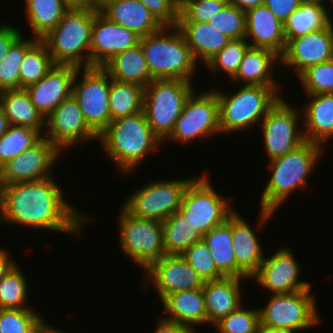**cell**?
<instances>
[{
	"instance_id": "cell-4",
	"label": "cell",
	"mask_w": 333,
	"mask_h": 333,
	"mask_svg": "<svg viewBox=\"0 0 333 333\" xmlns=\"http://www.w3.org/2000/svg\"><path fill=\"white\" fill-rule=\"evenodd\" d=\"M139 43L152 80L180 79L193 82L198 62L177 26H163L158 32L141 37Z\"/></svg>"
},
{
	"instance_id": "cell-31",
	"label": "cell",
	"mask_w": 333,
	"mask_h": 333,
	"mask_svg": "<svg viewBox=\"0 0 333 333\" xmlns=\"http://www.w3.org/2000/svg\"><path fill=\"white\" fill-rule=\"evenodd\" d=\"M331 15L318 0H304L283 23L286 43L293 38L328 27L333 21Z\"/></svg>"
},
{
	"instance_id": "cell-19",
	"label": "cell",
	"mask_w": 333,
	"mask_h": 333,
	"mask_svg": "<svg viewBox=\"0 0 333 333\" xmlns=\"http://www.w3.org/2000/svg\"><path fill=\"white\" fill-rule=\"evenodd\" d=\"M333 59V22L326 28L293 38L286 43L280 62L297 77L308 67Z\"/></svg>"
},
{
	"instance_id": "cell-9",
	"label": "cell",
	"mask_w": 333,
	"mask_h": 333,
	"mask_svg": "<svg viewBox=\"0 0 333 333\" xmlns=\"http://www.w3.org/2000/svg\"><path fill=\"white\" fill-rule=\"evenodd\" d=\"M311 290L272 294L266 305L258 309L260 323L293 333L319 325L321 319Z\"/></svg>"
},
{
	"instance_id": "cell-49",
	"label": "cell",
	"mask_w": 333,
	"mask_h": 333,
	"mask_svg": "<svg viewBox=\"0 0 333 333\" xmlns=\"http://www.w3.org/2000/svg\"><path fill=\"white\" fill-rule=\"evenodd\" d=\"M304 0H264L267 6L277 17L279 21L284 23L288 16L296 10Z\"/></svg>"
},
{
	"instance_id": "cell-23",
	"label": "cell",
	"mask_w": 333,
	"mask_h": 333,
	"mask_svg": "<svg viewBox=\"0 0 333 333\" xmlns=\"http://www.w3.org/2000/svg\"><path fill=\"white\" fill-rule=\"evenodd\" d=\"M236 212L232 213L233 250L237 263V278H250L258 271L264 260V250L254 230Z\"/></svg>"
},
{
	"instance_id": "cell-43",
	"label": "cell",
	"mask_w": 333,
	"mask_h": 333,
	"mask_svg": "<svg viewBox=\"0 0 333 333\" xmlns=\"http://www.w3.org/2000/svg\"><path fill=\"white\" fill-rule=\"evenodd\" d=\"M297 78L305 95L333 93V59L308 67Z\"/></svg>"
},
{
	"instance_id": "cell-13",
	"label": "cell",
	"mask_w": 333,
	"mask_h": 333,
	"mask_svg": "<svg viewBox=\"0 0 333 333\" xmlns=\"http://www.w3.org/2000/svg\"><path fill=\"white\" fill-rule=\"evenodd\" d=\"M79 75L82 77L77 82ZM109 88L110 75L102 67L78 69L73 80L72 95L97 135L110 123Z\"/></svg>"
},
{
	"instance_id": "cell-7",
	"label": "cell",
	"mask_w": 333,
	"mask_h": 333,
	"mask_svg": "<svg viewBox=\"0 0 333 333\" xmlns=\"http://www.w3.org/2000/svg\"><path fill=\"white\" fill-rule=\"evenodd\" d=\"M194 91L192 82L180 79H153L145 87L143 111L162 144Z\"/></svg>"
},
{
	"instance_id": "cell-57",
	"label": "cell",
	"mask_w": 333,
	"mask_h": 333,
	"mask_svg": "<svg viewBox=\"0 0 333 333\" xmlns=\"http://www.w3.org/2000/svg\"><path fill=\"white\" fill-rule=\"evenodd\" d=\"M44 321L35 331L34 333H60L61 330L56 329L53 326H49V324Z\"/></svg>"
},
{
	"instance_id": "cell-1",
	"label": "cell",
	"mask_w": 333,
	"mask_h": 333,
	"mask_svg": "<svg viewBox=\"0 0 333 333\" xmlns=\"http://www.w3.org/2000/svg\"><path fill=\"white\" fill-rule=\"evenodd\" d=\"M64 198L63 190L53 176L0 185L1 223L77 234L78 238L89 218Z\"/></svg>"
},
{
	"instance_id": "cell-37",
	"label": "cell",
	"mask_w": 333,
	"mask_h": 333,
	"mask_svg": "<svg viewBox=\"0 0 333 333\" xmlns=\"http://www.w3.org/2000/svg\"><path fill=\"white\" fill-rule=\"evenodd\" d=\"M55 63L48 52L47 45L37 40L26 52L19 70V89L38 82L53 67Z\"/></svg>"
},
{
	"instance_id": "cell-5",
	"label": "cell",
	"mask_w": 333,
	"mask_h": 333,
	"mask_svg": "<svg viewBox=\"0 0 333 333\" xmlns=\"http://www.w3.org/2000/svg\"><path fill=\"white\" fill-rule=\"evenodd\" d=\"M213 90L217 94L221 134L258 126L282 97L280 86L244 85L232 95Z\"/></svg>"
},
{
	"instance_id": "cell-29",
	"label": "cell",
	"mask_w": 333,
	"mask_h": 333,
	"mask_svg": "<svg viewBox=\"0 0 333 333\" xmlns=\"http://www.w3.org/2000/svg\"><path fill=\"white\" fill-rule=\"evenodd\" d=\"M177 27L183 33L196 61L200 60L204 64L231 41L207 22H178Z\"/></svg>"
},
{
	"instance_id": "cell-52",
	"label": "cell",
	"mask_w": 333,
	"mask_h": 333,
	"mask_svg": "<svg viewBox=\"0 0 333 333\" xmlns=\"http://www.w3.org/2000/svg\"><path fill=\"white\" fill-rule=\"evenodd\" d=\"M12 256L5 248L0 249V280L6 275L11 267L17 263L10 258Z\"/></svg>"
},
{
	"instance_id": "cell-12",
	"label": "cell",
	"mask_w": 333,
	"mask_h": 333,
	"mask_svg": "<svg viewBox=\"0 0 333 333\" xmlns=\"http://www.w3.org/2000/svg\"><path fill=\"white\" fill-rule=\"evenodd\" d=\"M194 91L187 99L184 108L174 124L166 141L189 143L195 140L214 137L221 134L219 128V105L217 94L214 90Z\"/></svg>"
},
{
	"instance_id": "cell-39",
	"label": "cell",
	"mask_w": 333,
	"mask_h": 333,
	"mask_svg": "<svg viewBox=\"0 0 333 333\" xmlns=\"http://www.w3.org/2000/svg\"><path fill=\"white\" fill-rule=\"evenodd\" d=\"M42 137L38 130L10 125L0 137V167L32 147Z\"/></svg>"
},
{
	"instance_id": "cell-20",
	"label": "cell",
	"mask_w": 333,
	"mask_h": 333,
	"mask_svg": "<svg viewBox=\"0 0 333 333\" xmlns=\"http://www.w3.org/2000/svg\"><path fill=\"white\" fill-rule=\"evenodd\" d=\"M140 36L95 11L90 46V68L103 67L115 55L139 44Z\"/></svg>"
},
{
	"instance_id": "cell-44",
	"label": "cell",
	"mask_w": 333,
	"mask_h": 333,
	"mask_svg": "<svg viewBox=\"0 0 333 333\" xmlns=\"http://www.w3.org/2000/svg\"><path fill=\"white\" fill-rule=\"evenodd\" d=\"M204 282L225 277L216 267L204 239L194 243L181 254Z\"/></svg>"
},
{
	"instance_id": "cell-53",
	"label": "cell",
	"mask_w": 333,
	"mask_h": 333,
	"mask_svg": "<svg viewBox=\"0 0 333 333\" xmlns=\"http://www.w3.org/2000/svg\"><path fill=\"white\" fill-rule=\"evenodd\" d=\"M68 8L90 9L98 12V0H65Z\"/></svg>"
},
{
	"instance_id": "cell-58",
	"label": "cell",
	"mask_w": 333,
	"mask_h": 333,
	"mask_svg": "<svg viewBox=\"0 0 333 333\" xmlns=\"http://www.w3.org/2000/svg\"><path fill=\"white\" fill-rule=\"evenodd\" d=\"M111 1L114 0H98V12H101V9Z\"/></svg>"
},
{
	"instance_id": "cell-2",
	"label": "cell",
	"mask_w": 333,
	"mask_h": 333,
	"mask_svg": "<svg viewBox=\"0 0 333 333\" xmlns=\"http://www.w3.org/2000/svg\"><path fill=\"white\" fill-rule=\"evenodd\" d=\"M323 151L324 147L305 141L294 150L267 163L271 176L260 197L259 228L266 225L297 188H305L307 178Z\"/></svg>"
},
{
	"instance_id": "cell-14",
	"label": "cell",
	"mask_w": 333,
	"mask_h": 333,
	"mask_svg": "<svg viewBox=\"0 0 333 333\" xmlns=\"http://www.w3.org/2000/svg\"><path fill=\"white\" fill-rule=\"evenodd\" d=\"M300 113L301 110L298 111L281 97L260 122L264 149L269 161L285 155L305 142L303 128L298 122L302 118Z\"/></svg>"
},
{
	"instance_id": "cell-8",
	"label": "cell",
	"mask_w": 333,
	"mask_h": 333,
	"mask_svg": "<svg viewBox=\"0 0 333 333\" xmlns=\"http://www.w3.org/2000/svg\"><path fill=\"white\" fill-rule=\"evenodd\" d=\"M119 211L120 248L134 264L145 271L154 261L166 255L162 222L137 217L124 206Z\"/></svg>"
},
{
	"instance_id": "cell-32",
	"label": "cell",
	"mask_w": 333,
	"mask_h": 333,
	"mask_svg": "<svg viewBox=\"0 0 333 333\" xmlns=\"http://www.w3.org/2000/svg\"><path fill=\"white\" fill-rule=\"evenodd\" d=\"M0 106L10 125L29 127L44 135L45 119L33 105L25 88L0 92Z\"/></svg>"
},
{
	"instance_id": "cell-22",
	"label": "cell",
	"mask_w": 333,
	"mask_h": 333,
	"mask_svg": "<svg viewBox=\"0 0 333 333\" xmlns=\"http://www.w3.org/2000/svg\"><path fill=\"white\" fill-rule=\"evenodd\" d=\"M245 20V39L250 47L265 48L282 55L286 46L284 24L267 6L261 5L246 11Z\"/></svg>"
},
{
	"instance_id": "cell-10",
	"label": "cell",
	"mask_w": 333,
	"mask_h": 333,
	"mask_svg": "<svg viewBox=\"0 0 333 333\" xmlns=\"http://www.w3.org/2000/svg\"><path fill=\"white\" fill-rule=\"evenodd\" d=\"M208 178L207 175L195 177L188 184L180 207L193 230H198L203 236L213 227L223 224L235 211L230 205L235 198L228 199L218 194Z\"/></svg>"
},
{
	"instance_id": "cell-21",
	"label": "cell",
	"mask_w": 333,
	"mask_h": 333,
	"mask_svg": "<svg viewBox=\"0 0 333 333\" xmlns=\"http://www.w3.org/2000/svg\"><path fill=\"white\" fill-rule=\"evenodd\" d=\"M78 69L71 65H55L38 82L25 88L44 119L72 95L73 80Z\"/></svg>"
},
{
	"instance_id": "cell-24",
	"label": "cell",
	"mask_w": 333,
	"mask_h": 333,
	"mask_svg": "<svg viewBox=\"0 0 333 333\" xmlns=\"http://www.w3.org/2000/svg\"><path fill=\"white\" fill-rule=\"evenodd\" d=\"M248 278L223 277L204 283L203 294L207 313V324H215L221 318L242 305L241 280Z\"/></svg>"
},
{
	"instance_id": "cell-40",
	"label": "cell",
	"mask_w": 333,
	"mask_h": 333,
	"mask_svg": "<svg viewBox=\"0 0 333 333\" xmlns=\"http://www.w3.org/2000/svg\"><path fill=\"white\" fill-rule=\"evenodd\" d=\"M36 38L25 40L21 36L10 48L6 57L0 62V92L19 89V70L25 52L37 41Z\"/></svg>"
},
{
	"instance_id": "cell-42",
	"label": "cell",
	"mask_w": 333,
	"mask_h": 333,
	"mask_svg": "<svg viewBox=\"0 0 333 333\" xmlns=\"http://www.w3.org/2000/svg\"><path fill=\"white\" fill-rule=\"evenodd\" d=\"M34 309H0V333H34L45 321Z\"/></svg>"
},
{
	"instance_id": "cell-11",
	"label": "cell",
	"mask_w": 333,
	"mask_h": 333,
	"mask_svg": "<svg viewBox=\"0 0 333 333\" xmlns=\"http://www.w3.org/2000/svg\"><path fill=\"white\" fill-rule=\"evenodd\" d=\"M194 178L154 180L130 193L122 206L137 217L162 222L180 209L184 192Z\"/></svg>"
},
{
	"instance_id": "cell-46",
	"label": "cell",
	"mask_w": 333,
	"mask_h": 333,
	"mask_svg": "<svg viewBox=\"0 0 333 333\" xmlns=\"http://www.w3.org/2000/svg\"><path fill=\"white\" fill-rule=\"evenodd\" d=\"M243 307L241 305L212 326L218 333H256L260 323L259 310Z\"/></svg>"
},
{
	"instance_id": "cell-45",
	"label": "cell",
	"mask_w": 333,
	"mask_h": 333,
	"mask_svg": "<svg viewBox=\"0 0 333 333\" xmlns=\"http://www.w3.org/2000/svg\"><path fill=\"white\" fill-rule=\"evenodd\" d=\"M207 23L231 40L246 37L245 12L230 3L213 15Z\"/></svg>"
},
{
	"instance_id": "cell-48",
	"label": "cell",
	"mask_w": 333,
	"mask_h": 333,
	"mask_svg": "<svg viewBox=\"0 0 333 333\" xmlns=\"http://www.w3.org/2000/svg\"><path fill=\"white\" fill-rule=\"evenodd\" d=\"M162 26H177L180 2L178 0H139Z\"/></svg>"
},
{
	"instance_id": "cell-56",
	"label": "cell",
	"mask_w": 333,
	"mask_h": 333,
	"mask_svg": "<svg viewBox=\"0 0 333 333\" xmlns=\"http://www.w3.org/2000/svg\"><path fill=\"white\" fill-rule=\"evenodd\" d=\"M10 124L4 113V110L0 106V137L8 130Z\"/></svg>"
},
{
	"instance_id": "cell-54",
	"label": "cell",
	"mask_w": 333,
	"mask_h": 333,
	"mask_svg": "<svg viewBox=\"0 0 333 333\" xmlns=\"http://www.w3.org/2000/svg\"><path fill=\"white\" fill-rule=\"evenodd\" d=\"M229 3L246 12L257 6L264 5V0H229Z\"/></svg>"
},
{
	"instance_id": "cell-33",
	"label": "cell",
	"mask_w": 333,
	"mask_h": 333,
	"mask_svg": "<svg viewBox=\"0 0 333 333\" xmlns=\"http://www.w3.org/2000/svg\"><path fill=\"white\" fill-rule=\"evenodd\" d=\"M217 269L225 277H237V263L233 250L232 214L203 236Z\"/></svg>"
},
{
	"instance_id": "cell-50",
	"label": "cell",
	"mask_w": 333,
	"mask_h": 333,
	"mask_svg": "<svg viewBox=\"0 0 333 333\" xmlns=\"http://www.w3.org/2000/svg\"><path fill=\"white\" fill-rule=\"evenodd\" d=\"M15 26L0 23V62L6 57L11 46L22 36Z\"/></svg>"
},
{
	"instance_id": "cell-51",
	"label": "cell",
	"mask_w": 333,
	"mask_h": 333,
	"mask_svg": "<svg viewBox=\"0 0 333 333\" xmlns=\"http://www.w3.org/2000/svg\"><path fill=\"white\" fill-rule=\"evenodd\" d=\"M156 327L154 333H197L186 326L165 320L164 317L158 319Z\"/></svg>"
},
{
	"instance_id": "cell-35",
	"label": "cell",
	"mask_w": 333,
	"mask_h": 333,
	"mask_svg": "<svg viewBox=\"0 0 333 333\" xmlns=\"http://www.w3.org/2000/svg\"><path fill=\"white\" fill-rule=\"evenodd\" d=\"M163 244L166 255H181L194 243L203 239L198 230H193L180 209L162 221Z\"/></svg>"
},
{
	"instance_id": "cell-25",
	"label": "cell",
	"mask_w": 333,
	"mask_h": 333,
	"mask_svg": "<svg viewBox=\"0 0 333 333\" xmlns=\"http://www.w3.org/2000/svg\"><path fill=\"white\" fill-rule=\"evenodd\" d=\"M308 103L301 110L305 141L322 147L333 140V93L306 95Z\"/></svg>"
},
{
	"instance_id": "cell-16",
	"label": "cell",
	"mask_w": 333,
	"mask_h": 333,
	"mask_svg": "<svg viewBox=\"0 0 333 333\" xmlns=\"http://www.w3.org/2000/svg\"><path fill=\"white\" fill-rule=\"evenodd\" d=\"M45 138L61 152L77 143L98 139L88 126L77 100L71 95L45 119ZM85 141V142H84Z\"/></svg>"
},
{
	"instance_id": "cell-30",
	"label": "cell",
	"mask_w": 333,
	"mask_h": 333,
	"mask_svg": "<svg viewBox=\"0 0 333 333\" xmlns=\"http://www.w3.org/2000/svg\"><path fill=\"white\" fill-rule=\"evenodd\" d=\"M102 68L111 79L119 82L133 83L145 88L152 81L140 43L115 55Z\"/></svg>"
},
{
	"instance_id": "cell-59",
	"label": "cell",
	"mask_w": 333,
	"mask_h": 333,
	"mask_svg": "<svg viewBox=\"0 0 333 333\" xmlns=\"http://www.w3.org/2000/svg\"><path fill=\"white\" fill-rule=\"evenodd\" d=\"M323 6H325V9H327V11L329 12L331 9H328L327 7H326V3L328 2V4L329 3H331L332 5H333V0H327L326 1V3H325V1L324 0H318ZM324 1V2H323Z\"/></svg>"
},
{
	"instance_id": "cell-28",
	"label": "cell",
	"mask_w": 333,
	"mask_h": 333,
	"mask_svg": "<svg viewBox=\"0 0 333 333\" xmlns=\"http://www.w3.org/2000/svg\"><path fill=\"white\" fill-rule=\"evenodd\" d=\"M279 63L280 56L275 52L265 48L249 47L231 82H240V84L243 82L245 85L280 86L273 74L275 64Z\"/></svg>"
},
{
	"instance_id": "cell-17",
	"label": "cell",
	"mask_w": 333,
	"mask_h": 333,
	"mask_svg": "<svg viewBox=\"0 0 333 333\" xmlns=\"http://www.w3.org/2000/svg\"><path fill=\"white\" fill-rule=\"evenodd\" d=\"M291 249L282 246L264 260L251 277L259 286L272 294H286L311 288V284L300 281V264Z\"/></svg>"
},
{
	"instance_id": "cell-34",
	"label": "cell",
	"mask_w": 333,
	"mask_h": 333,
	"mask_svg": "<svg viewBox=\"0 0 333 333\" xmlns=\"http://www.w3.org/2000/svg\"><path fill=\"white\" fill-rule=\"evenodd\" d=\"M25 14L34 38L41 40L62 20L69 9L65 0H24Z\"/></svg>"
},
{
	"instance_id": "cell-55",
	"label": "cell",
	"mask_w": 333,
	"mask_h": 333,
	"mask_svg": "<svg viewBox=\"0 0 333 333\" xmlns=\"http://www.w3.org/2000/svg\"><path fill=\"white\" fill-rule=\"evenodd\" d=\"M256 333H293L288 330L271 328L259 323Z\"/></svg>"
},
{
	"instance_id": "cell-15",
	"label": "cell",
	"mask_w": 333,
	"mask_h": 333,
	"mask_svg": "<svg viewBox=\"0 0 333 333\" xmlns=\"http://www.w3.org/2000/svg\"><path fill=\"white\" fill-rule=\"evenodd\" d=\"M61 153L43 136L32 147L0 167V185L39 181L52 177L51 170Z\"/></svg>"
},
{
	"instance_id": "cell-36",
	"label": "cell",
	"mask_w": 333,
	"mask_h": 333,
	"mask_svg": "<svg viewBox=\"0 0 333 333\" xmlns=\"http://www.w3.org/2000/svg\"><path fill=\"white\" fill-rule=\"evenodd\" d=\"M145 88L110 78L109 107L110 122L121 117L143 111Z\"/></svg>"
},
{
	"instance_id": "cell-41",
	"label": "cell",
	"mask_w": 333,
	"mask_h": 333,
	"mask_svg": "<svg viewBox=\"0 0 333 333\" xmlns=\"http://www.w3.org/2000/svg\"><path fill=\"white\" fill-rule=\"evenodd\" d=\"M249 47L250 44L245 38L231 40L205 64L206 68L214 73L222 71L232 79L236 75L243 56Z\"/></svg>"
},
{
	"instance_id": "cell-6",
	"label": "cell",
	"mask_w": 333,
	"mask_h": 333,
	"mask_svg": "<svg viewBox=\"0 0 333 333\" xmlns=\"http://www.w3.org/2000/svg\"><path fill=\"white\" fill-rule=\"evenodd\" d=\"M94 19L93 10L69 8L56 27L41 39L47 45L55 65L90 68Z\"/></svg>"
},
{
	"instance_id": "cell-3",
	"label": "cell",
	"mask_w": 333,
	"mask_h": 333,
	"mask_svg": "<svg viewBox=\"0 0 333 333\" xmlns=\"http://www.w3.org/2000/svg\"><path fill=\"white\" fill-rule=\"evenodd\" d=\"M98 142L122 174L132 173L161 140L153 133L144 111L117 118L98 135Z\"/></svg>"
},
{
	"instance_id": "cell-26",
	"label": "cell",
	"mask_w": 333,
	"mask_h": 333,
	"mask_svg": "<svg viewBox=\"0 0 333 333\" xmlns=\"http://www.w3.org/2000/svg\"><path fill=\"white\" fill-rule=\"evenodd\" d=\"M165 320L186 326L194 331L196 324H207V313L203 288L177 291L166 295L162 300Z\"/></svg>"
},
{
	"instance_id": "cell-38",
	"label": "cell",
	"mask_w": 333,
	"mask_h": 333,
	"mask_svg": "<svg viewBox=\"0 0 333 333\" xmlns=\"http://www.w3.org/2000/svg\"><path fill=\"white\" fill-rule=\"evenodd\" d=\"M18 264H14L0 280V309L32 308L28 303V283Z\"/></svg>"
},
{
	"instance_id": "cell-18",
	"label": "cell",
	"mask_w": 333,
	"mask_h": 333,
	"mask_svg": "<svg viewBox=\"0 0 333 333\" xmlns=\"http://www.w3.org/2000/svg\"><path fill=\"white\" fill-rule=\"evenodd\" d=\"M144 284L155 286L158 297L204 286V281L182 255H165L144 271ZM147 283H146V282Z\"/></svg>"
},
{
	"instance_id": "cell-27",
	"label": "cell",
	"mask_w": 333,
	"mask_h": 333,
	"mask_svg": "<svg viewBox=\"0 0 333 333\" xmlns=\"http://www.w3.org/2000/svg\"><path fill=\"white\" fill-rule=\"evenodd\" d=\"M110 21L145 37L158 32L163 26L139 0H114L101 9Z\"/></svg>"
},
{
	"instance_id": "cell-47",
	"label": "cell",
	"mask_w": 333,
	"mask_h": 333,
	"mask_svg": "<svg viewBox=\"0 0 333 333\" xmlns=\"http://www.w3.org/2000/svg\"><path fill=\"white\" fill-rule=\"evenodd\" d=\"M229 0H182L178 22H208Z\"/></svg>"
}]
</instances>
